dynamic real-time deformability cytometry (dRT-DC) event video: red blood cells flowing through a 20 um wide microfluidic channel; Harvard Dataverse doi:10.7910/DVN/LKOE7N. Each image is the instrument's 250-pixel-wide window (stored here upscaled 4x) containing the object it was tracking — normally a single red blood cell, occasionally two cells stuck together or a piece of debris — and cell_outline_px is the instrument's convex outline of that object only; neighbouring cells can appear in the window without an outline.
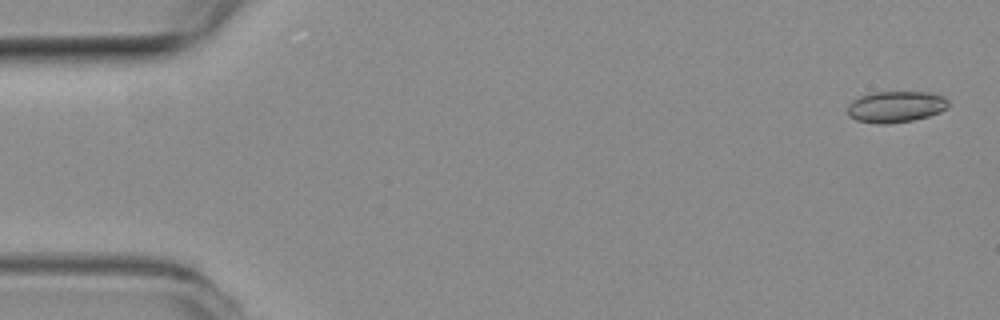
{"species": "common noctule bat (a hibernating species)", "species_latin": "Nyctalus noctula", "temperature_condition": "room temperature", "stored_images_in_passage": 16, "camera_frame_rate_fps": 3000, "um_per_image_px": 0.085, "animal": {"sex": "female", "body_mass_g": 19.3, "forearm_length_mm": 54.1}, "frame": {"image": 1, "passage_image": 2, "time_ms": 0.333, "image_size_px": [1000, 320], "cell_outline_px": [[948, 108], [940, 112], [928, 116], [912, 120], [888, 124], [880, 124], [856, 120], [848, 116], [848, 104], [852, 100], [860, 96], [872, 92], [928, 92], [944, 96], [948, 100]], "centroid_in_image_um": [76.14, 9.07], "position_along_channel_um": 8.9, "area_um2": 18.5}}